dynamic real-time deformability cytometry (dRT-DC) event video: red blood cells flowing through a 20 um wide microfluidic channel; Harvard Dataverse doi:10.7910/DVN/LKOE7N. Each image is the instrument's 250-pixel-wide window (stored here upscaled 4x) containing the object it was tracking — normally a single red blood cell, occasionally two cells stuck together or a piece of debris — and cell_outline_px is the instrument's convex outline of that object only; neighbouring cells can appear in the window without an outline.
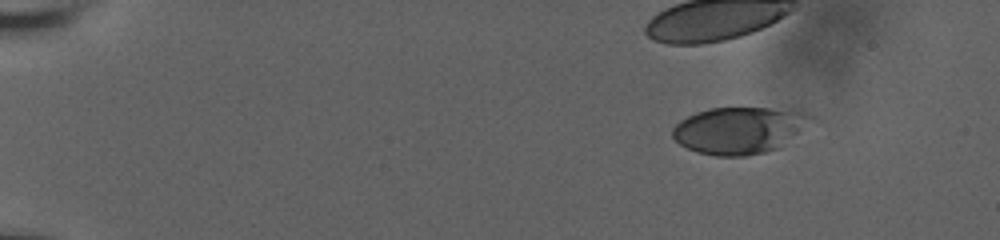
{"species": "human", "species_latin": "Homo sapiens", "temperature_condition": "room temperature", "stored_images_in_passage": 10, "camera_frame_rate_fps": 3000, "um_per_image_px": 0.085, "donor": {"sex": "male"}, "frame": {"image": 1, "passage_image": 1, "time_ms": 0.0, "image_size_px": [1000, 240], "cell_outline_px": [[812, 116], [796, 132], [776, 148], [764, 152], [744, 156], [716, 156], [696, 152], [680, 144], [672, 136], [672, 128], [680, 120], [696, 112], [708, 108], [768, 108], [804, 112]], "centroid_in_image_um": [62.69, 11.07], "position_along_channel_um": 22.3, "area_um2": 36.7}}